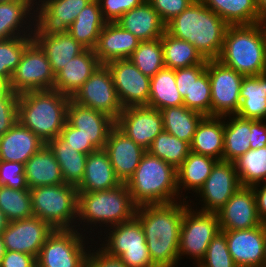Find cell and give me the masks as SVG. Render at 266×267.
I'll use <instances>...</instances> for the list:
<instances>
[{"mask_svg":"<svg viewBox=\"0 0 266 267\" xmlns=\"http://www.w3.org/2000/svg\"><path fill=\"white\" fill-rule=\"evenodd\" d=\"M250 149L266 147V120H250Z\"/></svg>","mask_w":266,"mask_h":267,"instance_id":"obj_56","label":"cell"},{"mask_svg":"<svg viewBox=\"0 0 266 267\" xmlns=\"http://www.w3.org/2000/svg\"><path fill=\"white\" fill-rule=\"evenodd\" d=\"M36 264V257L32 255L6 250L0 267H33Z\"/></svg>","mask_w":266,"mask_h":267,"instance_id":"obj_55","label":"cell"},{"mask_svg":"<svg viewBox=\"0 0 266 267\" xmlns=\"http://www.w3.org/2000/svg\"><path fill=\"white\" fill-rule=\"evenodd\" d=\"M32 41L33 36L0 40V84L2 86H8L25 48Z\"/></svg>","mask_w":266,"mask_h":267,"instance_id":"obj_44","label":"cell"},{"mask_svg":"<svg viewBox=\"0 0 266 267\" xmlns=\"http://www.w3.org/2000/svg\"><path fill=\"white\" fill-rule=\"evenodd\" d=\"M93 0H36V24L48 31L67 30Z\"/></svg>","mask_w":266,"mask_h":267,"instance_id":"obj_24","label":"cell"},{"mask_svg":"<svg viewBox=\"0 0 266 267\" xmlns=\"http://www.w3.org/2000/svg\"><path fill=\"white\" fill-rule=\"evenodd\" d=\"M183 105V98L177 90L175 69L163 67L150 80L148 106L162 110Z\"/></svg>","mask_w":266,"mask_h":267,"instance_id":"obj_39","label":"cell"},{"mask_svg":"<svg viewBox=\"0 0 266 267\" xmlns=\"http://www.w3.org/2000/svg\"><path fill=\"white\" fill-rule=\"evenodd\" d=\"M33 216L49 223L54 229H76L78 189L59 184L30 189Z\"/></svg>","mask_w":266,"mask_h":267,"instance_id":"obj_7","label":"cell"},{"mask_svg":"<svg viewBox=\"0 0 266 267\" xmlns=\"http://www.w3.org/2000/svg\"><path fill=\"white\" fill-rule=\"evenodd\" d=\"M158 13L162 22L166 25L174 17L181 14L192 5L195 0H147Z\"/></svg>","mask_w":266,"mask_h":267,"instance_id":"obj_50","label":"cell"},{"mask_svg":"<svg viewBox=\"0 0 266 267\" xmlns=\"http://www.w3.org/2000/svg\"><path fill=\"white\" fill-rule=\"evenodd\" d=\"M67 121L80 130L97 150L105 148L109 131L115 126V121L108 115L80 105L72 99L67 107Z\"/></svg>","mask_w":266,"mask_h":267,"instance_id":"obj_20","label":"cell"},{"mask_svg":"<svg viewBox=\"0 0 266 267\" xmlns=\"http://www.w3.org/2000/svg\"><path fill=\"white\" fill-rule=\"evenodd\" d=\"M183 105L205 116H211V85L207 70L193 81L190 98H184Z\"/></svg>","mask_w":266,"mask_h":267,"instance_id":"obj_46","label":"cell"},{"mask_svg":"<svg viewBox=\"0 0 266 267\" xmlns=\"http://www.w3.org/2000/svg\"><path fill=\"white\" fill-rule=\"evenodd\" d=\"M186 200L166 204L137 206L135 217L140 221L152 263L156 267H178L180 229Z\"/></svg>","mask_w":266,"mask_h":267,"instance_id":"obj_1","label":"cell"},{"mask_svg":"<svg viewBox=\"0 0 266 267\" xmlns=\"http://www.w3.org/2000/svg\"><path fill=\"white\" fill-rule=\"evenodd\" d=\"M129 59L144 75L153 77L165 67L161 38L141 41Z\"/></svg>","mask_w":266,"mask_h":267,"instance_id":"obj_45","label":"cell"},{"mask_svg":"<svg viewBox=\"0 0 266 267\" xmlns=\"http://www.w3.org/2000/svg\"><path fill=\"white\" fill-rule=\"evenodd\" d=\"M104 149L107 151L116 177L121 183H126L131 178L140 160L147 152L116 126L109 131Z\"/></svg>","mask_w":266,"mask_h":267,"instance_id":"obj_21","label":"cell"},{"mask_svg":"<svg viewBox=\"0 0 266 267\" xmlns=\"http://www.w3.org/2000/svg\"><path fill=\"white\" fill-rule=\"evenodd\" d=\"M229 26L250 25L262 21L256 0H200Z\"/></svg>","mask_w":266,"mask_h":267,"instance_id":"obj_36","label":"cell"},{"mask_svg":"<svg viewBox=\"0 0 266 267\" xmlns=\"http://www.w3.org/2000/svg\"><path fill=\"white\" fill-rule=\"evenodd\" d=\"M196 267H237L229 253L226 237L222 232L212 239L205 257Z\"/></svg>","mask_w":266,"mask_h":267,"instance_id":"obj_47","label":"cell"},{"mask_svg":"<svg viewBox=\"0 0 266 267\" xmlns=\"http://www.w3.org/2000/svg\"><path fill=\"white\" fill-rule=\"evenodd\" d=\"M250 119L224 116L223 161L234 162L250 149Z\"/></svg>","mask_w":266,"mask_h":267,"instance_id":"obj_38","label":"cell"},{"mask_svg":"<svg viewBox=\"0 0 266 267\" xmlns=\"http://www.w3.org/2000/svg\"><path fill=\"white\" fill-rule=\"evenodd\" d=\"M217 213L196 210L188 205L184 210L180 229L179 262L186 257L196 267L205 257L212 239L219 233Z\"/></svg>","mask_w":266,"mask_h":267,"instance_id":"obj_10","label":"cell"},{"mask_svg":"<svg viewBox=\"0 0 266 267\" xmlns=\"http://www.w3.org/2000/svg\"><path fill=\"white\" fill-rule=\"evenodd\" d=\"M264 185H266V178H265V180L262 182Z\"/></svg>","mask_w":266,"mask_h":267,"instance_id":"obj_64","label":"cell"},{"mask_svg":"<svg viewBox=\"0 0 266 267\" xmlns=\"http://www.w3.org/2000/svg\"><path fill=\"white\" fill-rule=\"evenodd\" d=\"M71 99L117 120L121 105L111 73L105 64H101L90 78L76 91Z\"/></svg>","mask_w":266,"mask_h":267,"instance_id":"obj_14","label":"cell"},{"mask_svg":"<svg viewBox=\"0 0 266 267\" xmlns=\"http://www.w3.org/2000/svg\"><path fill=\"white\" fill-rule=\"evenodd\" d=\"M240 187L234 162L218 161L203 186L194 195L195 200L191 198L188 203L196 210L217 213Z\"/></svg>","mask_w":266,"mask_h":267,"instance_id":"obj_11","label":"cell"},{"mask_svg":"<svg viewBox=\"0 0 266 267\" xmlns=\"http://www.w3.org/2000/svg\"><path fill=\"white\" fill-rule=\"evenodd\" d=\"M94 240L77 229H55L40 249L36 263L40 267H86Z\"/></svg>","mask_w":266,"mask_h":267,"instance_id":"obj_9","label":"cell"},{"mask_svg":"<svg viewBox=\"0 0 266 267\" xmlns=\"http://www.w3.org/2000/svg\"><path fill=\"white\" fill-rule=\"evenodd\" d=\"M55 229L37 216L11 221L1 236L7 251L38 257L40 249Z\"/></svg>","mask_w":266,"mask_h":267,"instance_id":"obj_17","label":"cell"},{"mask_svg":"<svg viewBox=\"0 0 266 267\" xmlns=\"http://www.w3.org/2000/svg\"><path fill=\"white\" fill-rule=\"evenodd\" d=\"M100 65L94 50L85 49L55 75L53 89L72 97Z\"/></svg>","mask_w":266,"mask_h":267,"instance_id":"obj_26","label":"cell"},{"mask_svg":"<svg viewBox=\"0 0 266 267\" xmlns=\"http://www.w3.org/2000/svg\"><path fill=\"white\" fill-rule=\"evenodd\" d=\"M95 241L105 252L119 257L128 267H156L150 258L141 223L136 217L108 227Z\"/></svg>","mask_w":266,"mask_h":267,"instance_id":"obj_8","label":"cell"},{"mask_svg":"<svg viewBox=\"0 0 266 267\" xmlns=\"http://www.w3.org/2000/svg\"><path fill=\"white\" fill-rule=\"evenodd\" d=\"M161 42L164 64L167 68L178 69L207 64V60L188 41L177 39L165 31Z\"/></svg>","mask_w":266,"mask_h":267,"instance_id":"obj_40","label":"cell"},{"mask_svg":"<svg viewBox=\"0 0 266 267\" xmlns=\"http://www.w3.org/2000/svg\"><path fill=\"white\" fill-rule=\"evenodd\" d=\"M46 145L59 163L64 184L78 187L84 177L87 154L76 151L60 136Z\"/></svg>","mask_w":266,"mask_h":267,"instance_id":"obj_35","label":"cell"},{"mask_svg":"<svg viewBox=\"0 0 266 267\" xmlns=\"http://www.w3.org/2000/svg\"><path fill=\"white\" fill-rule=\"evenodd\" d=\"M163 130L191 144L194 133L205 117L202 113L181 105L160 110Z\"/></svg>","mask_w":266,"mask_h":267,"instance_id":"obj_37","label":"cell"},{"mask_svg":"<svg viewBox=\"0 0 266 267\" xmlns=\"http://www.w3.org/2000/svg\"><path fill=\"white\" fill-rule=\"evenodd\" d=\"M244 76L266 72V31L261 22L228 26L218 59Z\"/></svg>","mask_w":266,"mask_h":267,"instance_id":"obj_5","label":"cell"},{"mask_svg":"<svg viewBox=\"0 0 266 267\" xmlns=\"http://www.w3.org/2000/svg\"><path fill=\"white\" fill-rule=\"evenodd\" d=\"M252 188L255 194L258 216L263 223H266V185L259 183Z\"/></svg>","mask_w":266,"mask_h":267,"instance_id":"obj_57","label":"cell"},{"mask_svg":"<svg viewBox=\"0 0 266 267\" xmlns=\"http://www.w3.org/2000/svg\"><path fill=\"white\" fill-rule=\"evenodd\" d=\"M136 209L126 183L111 190L78 192L76 229L95 239L108 227L133 219Z\"/></svg>","mask_w":266,"mask_h":267,"instance_id":"obj_2","label":"cell"},{"mask_svg":"<svg viewBox=\"0 0 266 267\" xmlns=\"http://www.w3.org/2000/svg\"><path fill=\"white\" fill-rule=\"evenodd\" d=\"M69 146L73 147L76 151L84 154L92 153L97 149L80 133V130L73 127L68 121H66L63 129L59 135Z\"/></svg>","mask_w":266,"mask_h":267,"instance_id":"obj_53","label":"cell"},{"mask_svg":"<svg viewBox=\"0 0 266 267\" xmlns=\"http://www.w3.org/2000/svg\"><path fill=\"white\" fill-rule=\"evenodd\" d=\"M126 185L137 206L179 201L176 169L149 152L144 154Z\"/></svg>","mask_w":266,"mask_h":267,"instance_id":"obj_6","label":"cell"},{"mask_svg":"<svg viewBox=\"0 0 266 267\" xmlns=\"http://www.w3.org/2000/svg\"><path fill=\"white\" fill-rule=\"evenodd\" d=\"M115 126L145 150L149 149L153 140L163 131L160 110L149 106L123 108Z\"/></svg>","mask_w":266,"mask_h":267,"instance_id":"obj_16","label":"cell"},{"mask_svg":"<svg viewBox=\"0 0 266 267\" xmlns=\"http://www.w3.org/2000/svg\"><path fill=\"white\" fill-rule=\"evenodd\" d=\"M106 23L98 0H93L82 9L67 32L86 49L94 50L101 30Z\"/></svg>","mask_w":266,"mask_h":267,"instance_id":"obj_34","label":"cell"},{"mask_svg":"<svg viewBox=\"0 0 266 267\" xmlns=\"http://www.w3.org/2000/svg\"><path fill=\"white\" fill-rule=\"evenodd\" d=\"M9 221L7 220L5 214L0 210V235L7 228Z\"/></svg>","mask_w":266,"mask_h":267,"instance_id":"obj_59","label":"cell"},{"mask_svg":"<svg viewBox=\"0 0 266 267\" xmlns=\"http://www.w3.org/2000/svg\"><path fill=\"white\" fill-rule=\"evenodd\" d=\"M240 101L236 116L250 120H266V72L243 78Z\"/></svg>","mask_w":266,"mask_h":267,"instance_id":"obj_33","label":"cell"},{"mask_svg":"<svg viewBox=\"0 0 266 267\" xmlns=\"http://www.w3.org/2000/svg\"><path fill=\"white\" fill-rule=\"evenodd\" d=\"M259 16L263 18L266 15V0H256Z\"/></svg>","mask_w":266,"mask_h":267,"instance_id":"obj_58","label":"cell"},{"mask_svg":"<svg viewBox=\"0 0 266 267\" xmlns=\"http://www.w3.org/2000/svg\"><path fill=\"white\" fill-rule=\"evenodd\" d=\"M140 42L117 23L107 22L101 30L94 52L99 62L106 64L116 59H129Z\"/></svg>","mask_w":266,"mask_h":267,"instance_id":"obj_25","label":"cell"},{"mask_svg":"<svg viewBox=\"0 0 266 267\" xmlns=\"http://www.w3.org/2000/svg\"><path fill=\"white\" fill-rule=\"evenodd\" d=\"M71 97L57 90H38L19 94L18 121L45 144L60 135L67 121Z\"/></svg>","mask_w":266,"mask_h":267,"instance_id":"obj_4","label":"cell"},{"mask_svg":"<svg viewBox=\"0 0 266 267\" xmlns=\"http://www.w3.org/2000/svg\"><path fill=\"white\" fill-rule=\"evenodd\" d=\"M115 23L141 41L161 38L165 32V24L147 0L127 11Z\"/></svg>","mask_w":266,"mask_h":267,"instance_id":"obj_30","label":"cell"},{"mask_svg":"<svg viewBox=\"0 0 266 267\" xmlns=\"http://www.w3.org/2000/svg\"><path fill=\"white\" fill-rule=\"evenodd\" d=\"M147 152L177 169L188 156L190 144L163 130L153 140Z\"/></svg>","mask_w":266,"mask_h":267,"instance_id":"obj_42","label":"cell"},{"mask_svg":"<svg viewBox=\"0 0 266 267\" xmlns=\"http://www.w3.org/2000/svg\"><path fill=\"white\" fill-rule=\"evenodd\" d=\"M262 267H266V223H265V255Z\"/></svg>","mask_w":266,"mask_h":267,"instance_id":"obj_61","label":"cell"},{"mask_svg":"<svg viewBox=\"0 0 266 267\" xmlns=\"http://www.w3.org/2000/svg\"><path fill=\"white\" fill-rule=\"evenodd\" d=\"M18 97L10 87L0 88V136L18 121Z\"/></svg>","mask_w":266,"mask_h":267,"instance_id":"obj_48","label":"cell"},{"mask_svg":"<svg viewBox=\"0 0 266 267\" xmlns=\"http://www.w3.org/2000/svg\"><path fill=\"white\" fill-rule=\"evenodd\" d=\"M97 247V248H96ZM86 267H128L119 257H114L105 252L96 241L89 250Z\"/></svg>","mask_w":266,"mask_h":267,"instance_id":"obj_54","label":"cell"},{"mask_svg":"<svg viewBox=\"0 0 266 267\" xmlns=\"http://www.w3.org/2000/svg\"><path fill=\"white\" fill-rule=\"evenodd\" d=\"M207 64H197L192 67L175 69L177 90L182 98H190V87L193 81L206 70Z\"/></svg>","mask_w":266,"mask_h":267,"instance_id":"obj_52","label":"cell"},{"mask_svg":"<svg viewBox=\"0 0 266 267\" xmlns=\"http://www.w3.org/2000/svg\"><path fill=\"white\" fill-rule=\"evenodd\" d=\"M55 74L50 62L33 40L24 50L20 63L12 74L8 84L17 94L53 89Z\"/></svg>","mask_w":266,"mask_h":267,"instance_id":"obj_12","label":"cell"},{"mask_svg":"<svg viewBox=\"0 0 266 267\" xmlns=\"http://www.w3.org/2000/svg\"><path fill=\"white\" fill-rule=\"evenodd\" d=\"M109 69L123 108L148 106L151 78L144 75L130 59H116L105 64Z\"/></svg>","mask_w":266,"mask_h":267,"instance_id":"obj_15","label":"cell"},{"mask_svg":"<svg viewBox=\"0 0 266 267\" xmlns=\"http://www.w3.org/2000/svg\"><path fill=\"white\" fill-rule=\"evenodd\" d=\"M220 231L251 229L261 225L252 187L241 186L217 212Z\"/></svg>","mask_w":266,"mask_h":267,"instance_id":"obj_18","label":"cell"},{"mask_svg":"<svg viewBox=\"0 0 266 267\" xmlns=\"http://www.w3.org/2000/svg\"><path fill=\"white\" fill-rule=\"evenodd\" d=\"M24 173L29 189L64 184L59 163L46 144L27 160Z\"/></svg>","mask_w":266,"mask_h":267,"instance_id":"obj_32","label":"cell"},{"mask_svg":"<svg viewBox=\"0 0 266 267\" xmlns=\"http://www.w3.org/2000/svg\"><path fill=\"white\" fill-rule=\"evenodd\" d=\"M44 145L45 143L30 129L17 121L3 136H0V160L25 164Z\"/></svg>","mask_w":266,"mask_h":267,"instance_id":"obj_27","label":"cell"},{"mask_svg":"<svg viewBox=\"0 0 266 267\" xmlns=\"http://www.w3.org/2000/svg\"><path fill=\"white\" fill-rule=\"evenodd\" d=\"M0 210L9 222L32 217L30 189L15 190L0 185Z\"/></svg>","mask_w":266,"mask_h":267,"instance_id":"obj_43","label":"cell"},{"mask_svg":"<svg viewBox=\"0 0 266 267\" xmlns=\"http://www.w3.org/2000/svg\"><path fill=\"white\" fill-rule=\"evenodd\" d=\"M36 24V0L0 3V40L33 35Z\"/></svg>","mask_w":266,"mask_h":267,"instance_id":"obj_23","label":"cell"},{"mask_svg":"<svg viewBox=\"0 0 266 267\" xmlns=\"http://www.w3.org/2000/svg\"><path fill=\"white\" fill-rule=\"evenodd\" d=\"M121 184L105 149H98L87 155L84 177L77 187L78 192L111 190Z\"/></svg>","mask_w":266,"mask_h":267,"instance_id":"obj_29","label":"cell"},{"mask_svg":"<svg viewBox=\"0 0 266 267\" xmlns=\"http://www.w3.org/2000/svg\"><path fill=\"white\" fill-rule=\"evenodd\" d=\"M229 25L200 0L185 9L165 25V31L188 41L205 60L218 59Z\"/></svg>","mask_w":266,"mask_h":267,"instance_id":"obj_3","label":"cell"},{"mask_svg":"<svg viewBox=\"0 0 266 267\" xmlns=\"http://www.w3.org/2000/svg\"><path fill=\"white\" fill-rule=\"evenodd\" d=\"M237 267H262L265 255V223L251 228L221 231Z\"/></svg>","mask_w":266,"mask_h":267,"instance_id":"obj_19","label":"cell"},{"mask_svg":"<svg viewBox=\"0 0 266 267\" xmlns=\"http://www.w3.org/2000/svg\"><path fill=\"white\" fill-rule=\"evenodd\" d=\"M211 85V116L236 115L240 106V90L244 75L222 64L219 60H207Z\"/></svg>","mask_w":266,"mask_h":267,"instance_id":"obj_13","label":"cell"},{"mask_svg":"<svg viewBox=\"0 0 266 267\" xmlns=\"http://www.w3.org/2000/svg\"><path fill=\"white\" fill-rule=\"evenodd\" d=\"M11 1H14V0H0V3H3V2H11Z\"/></svg>","mask_w":266,"mask_h":267,"instance_id":"obj_63","label":"cell"},{"mask_svg":"<svg viewBox=\"0 0 266 267\" xmlns=\"http://www.w3.org/2000/svg\"><path fill=\"white\" fill-rule=\"evenodd\" d=\"M0 185L15 190L28 189L24 173V164L0 160Z\"/></svg>","mask_w":266,"mask_h":267,"instance_id":"obj_49","label":"cell"},{"mask_svg":"<svg viewBox=\"0 0 266 267\" xmlns=\"http://www.w3.org/2000/svg\"><path fill=\"white\" fill-rule=\"evenodd\" d=\"M146 0H98L103 18L107 22L117 21L123 14L141 5Z\"/></svg>","mask_w":266,"mask_h":267,"instance_id":"obj_51","label":"cell"},{"mask_svg":"<svg viewBox=\"0 0 266 267\" xmlns=\"http://www.w3.org/2000/svg\"><path fill=\"white\" fill-rule=\"evenodd\" d=\"M241 186L252 187L266 178V147L249 149L234 161Z\"/></svg>","mask_w":266,"mask_h":267,"instance_id":"obj_41","label":"cell"},{"mask_svg":"<svg viewBox=\"0 0 266 267\" xmlns=\"http://www.w3.org/2000/svg\"><path fill=\"white\" fill-rule=\"evenodd\" d=\"M5 252H6L5 245L3 243L2 236L0 235V263H1V260L4 256Z\"/></svg>","mask_w":266,"mask_h":267,"instance_id":"obj_60","label":"cell"},{"mask_svg":"<svg viewBox=\"0 0 266 267\" xmlns=\"http://www.w3.org/2000/svg\"><path fill=\"white\" fill-rule=\"evenodd\" d=\"M190 151L223 161L224 117L205 116L194 133Z\"/></svg>","mask_w":266,"mask_h":267,"instance_id":"obj_31","label":"cell"},{"mask_svg":"<svg viewBox=\"0 0 266 267\" xmlns=\"http://www.w3.org/2000/svg\"><path fill=\"white\" fill-rule=\"evenodd\" d=\"M32 36L47 56L55 75L86 49L67 30L48 31L35 24Z\"/></svg>","mask_w":266,"mask_h":267,"instance_id":"obj_22","label":"cell"},{"mask_svg":"<svg viewBox=\"0 0 266 267\" xmlns=\"http://www.w3.org/2000/svg\"><path fill=\"white\" fill-rule=\"evenodd\" d=\"M217 162L218 160L214 158L190 151L183 163L176 169L179 200L188 201V198H193L192 196L203 186Z\"/></svg>","mask_w":266,"mask_h":267,"instance_id":"obj_28","label":"cell"},{"mask_svg":"<svg viewBox=\"0 0 266 267\" xmlns=\"http://www.w3.org/2000/svg\"><path fill=\"white\" fill-rule=\"evenodd\" d=\"M261 23L263 24V27H264V29L266 31V15L262 18Z\"/></svg>","mask_w":266,"mask_h":267,"instance_id":"obj_62","label":"cell"}]
</instances>
